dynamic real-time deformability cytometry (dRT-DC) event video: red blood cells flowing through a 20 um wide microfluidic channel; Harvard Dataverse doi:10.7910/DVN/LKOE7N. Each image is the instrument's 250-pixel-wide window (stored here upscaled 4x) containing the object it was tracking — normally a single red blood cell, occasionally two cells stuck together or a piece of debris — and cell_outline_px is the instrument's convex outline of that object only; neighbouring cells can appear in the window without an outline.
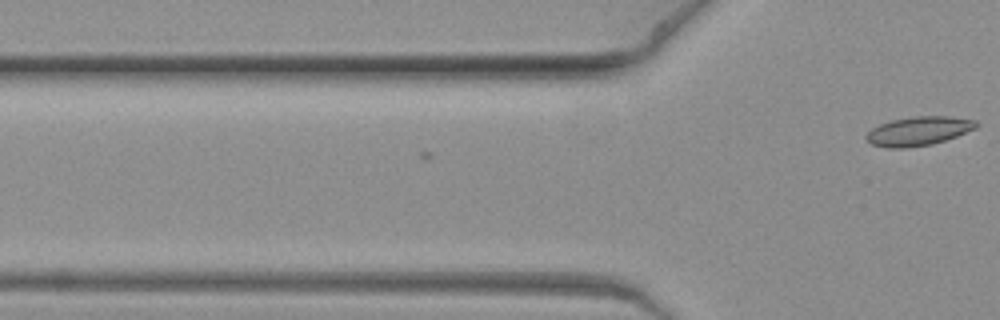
{"species": "common noctule bat (a hibernating species)", "species_latin": "Nyctalus noctula", "temperature_condition": "warm", "stored_images_in_passage": 3, "camera_frame_rate_fps": 3000, "um_per_image_px": 0.085, "animal": {"sex": "female", "body_mass_g": 19.3, "forearm_length_mm": 54.1}, "frame": {"image": 1, "passage_image": 3, "time_ms": 0.667, "image_size_px": [1000, 320], "cell_outline_px": [[980, 124], [976, 128], [956, 136], [932, 144], [904, 148], [888, 148], [872, 144], [864, 136], [872, 128], [880, 124], [892, 120], [912, 116], [948, 116], [976, 120]], "centroid_in_image_um": [78.08, 11.13], "position_along_channel_um": 47.7, "area_um2": 18.5}}